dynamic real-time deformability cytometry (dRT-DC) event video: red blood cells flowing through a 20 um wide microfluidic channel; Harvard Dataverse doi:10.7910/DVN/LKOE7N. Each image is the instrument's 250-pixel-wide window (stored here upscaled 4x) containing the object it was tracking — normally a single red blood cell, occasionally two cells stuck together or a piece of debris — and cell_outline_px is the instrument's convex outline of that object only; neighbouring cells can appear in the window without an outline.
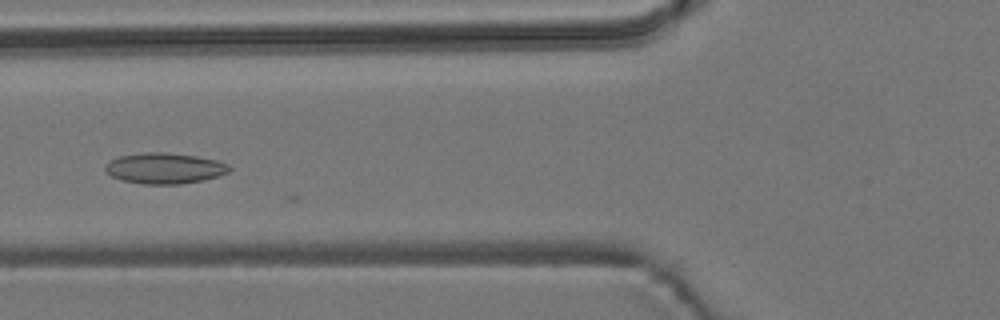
{"species": "common noctule bat (a hibernating species)", "species_latin": "Nyctalus noctula", "temperature_condition": "room temperature", "stored_images_in_passage": 6, "camera_frame_rate_fps": 3000, "um_per_image_px": 0.085, "animal": {"sex": "male", "body_mass_g": 19.2, "forearm_length_mm": 51.8}, "frame": {"image": 1, "passage_image": 5, "time_ms": 1.333, "image_size_px": [1000, 320], "cell_outline_px": [[232, 168], [228, 172], [220, 176], [204, 180], [180, 184], [144, 184], [120, 180], [112, 176], [104, 168], [104, 164], [108, 160], [120, 156], [144, 152], [164, 152], [196, 156], [216, 160], [228, 164]], "centroid_in_image_um": [13.98, 14.3], "position_along_channel_um": 111.8, "area_um2": 22.43}}